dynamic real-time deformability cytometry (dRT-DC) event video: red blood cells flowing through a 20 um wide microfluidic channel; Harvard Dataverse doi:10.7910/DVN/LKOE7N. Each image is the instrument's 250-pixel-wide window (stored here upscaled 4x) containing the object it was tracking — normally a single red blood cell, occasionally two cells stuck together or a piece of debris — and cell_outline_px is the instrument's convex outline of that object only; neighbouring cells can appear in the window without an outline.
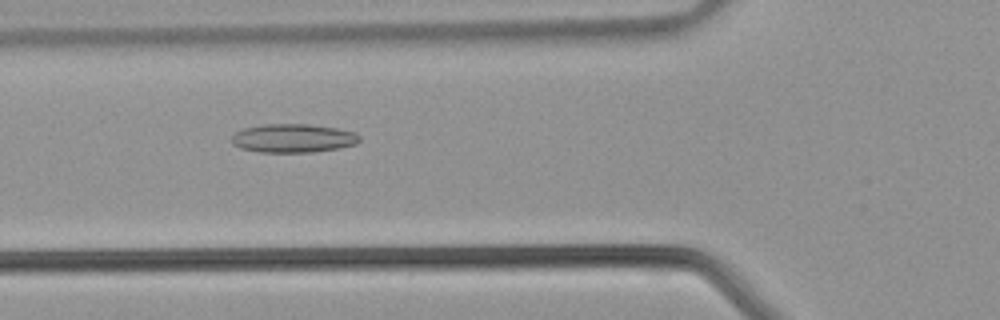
{"species": "common noctule bat (a hibernating species)", "species_latin": "Nyctalus noctula", "temperature_condition": "warm", "stored_images_in_passage": 36, "camera_frame_rate_fps": 3000, "um_per_image_px": 0.085, "animal": {"sex": "male", "body_mass_g": 21.5, "forearm_length_mm": 52.0}, "frame": {"image": 1, "passage_image": 11, "time_ms": 3.333, "image_size_px": [1000, 320], "cell_outline_px": [[360, 140], [356, 144], [340, 148], [312, 152], [260, 152], [240, 148], [232, 144], [232, 136], [236, 132], [244, 128], [264, 124], [308, 124], [336, 128], [356, 132], [360, 136]], "centroid_in_image_um": [24.93, 11.75], "position_along_channel_um": 100.9, "area_um2": 21.39}}
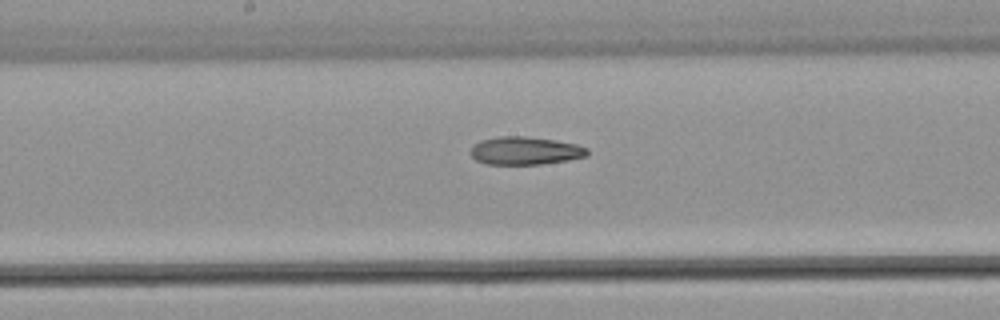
{"frame": {"image": 2, "passage_image": 17, "time_ms": 5.333, "image_size_px": [1000, 320], "cell_outline_px": [[588, 156], [568, 160], [540, 164], [484, 164], [476, 160], [472, 156], [472, 148], [480, 140], [496, 136], [524, 136], [556, 140], [576, 144], [588, 148]], "centroid_in_image_um": [44.66, 12.81], "position_along_channel_um": 203.5, "area_um2": 19.02}}
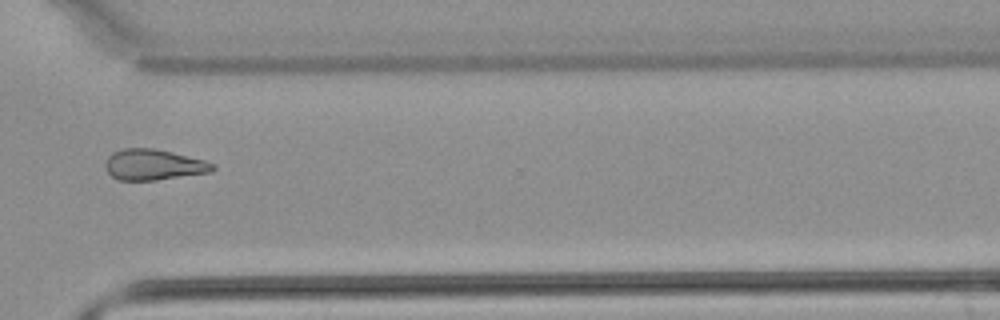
{"frame": {"image": 3, "passage_image": 26, "time_ms": 8.333, "image_size_px": [1000, 320], "cell_outline_px": [[216, 168], [212, 172], [156, 180], [120, 180], [112, 176], [108, 172], [104, 164], [108, 156], [112, 152], [124, 148], [152, 148], [172, 152], [204, 160], [216, 164]], "centroid_in_image_um": [13.07, 14.0], "position_along_channel_um": 357.5, "area_um2": 19.31}}